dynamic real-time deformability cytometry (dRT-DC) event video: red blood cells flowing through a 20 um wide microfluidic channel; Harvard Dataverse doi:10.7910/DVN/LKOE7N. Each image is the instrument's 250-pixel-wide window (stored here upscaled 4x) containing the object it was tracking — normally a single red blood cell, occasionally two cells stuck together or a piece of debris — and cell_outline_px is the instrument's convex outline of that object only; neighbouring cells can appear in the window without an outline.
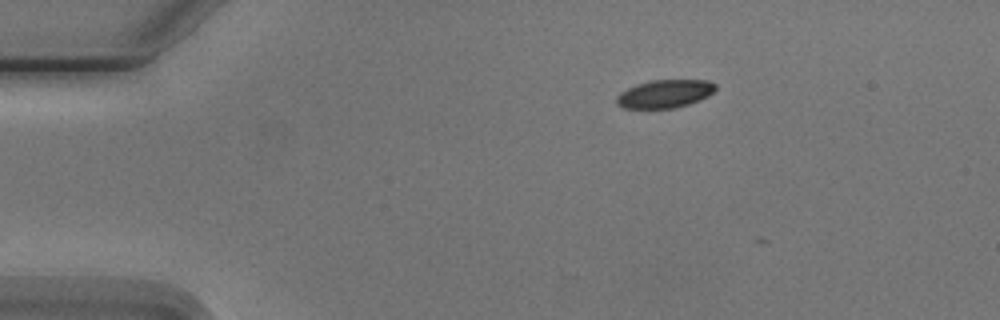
{"species": "Egyptian fruit bat (a non-hibernating species)", "species_latin": "Rousettus aegyptiacus", "temperature_condition": "cold", "stored_images_in_passage": 2, "camera_frame_rate_fps": 3000, "um_per_image_px": 0.085, "animal": {"sex": "male"}, "frame": {"image": 1, "passage_image": 1, "time_ms": 0.0, "image_size_px": [1000, 320], "cell_outline_px": [[716, 88], [708, 96], [700, 100], [676, 108], [624, 108], [616, 104], [616, 96], [620, 92], [636, 84], [652, 80], [708, 80], [716, 84]], "centroid_in_image_um": [56.5, 7.97], "position_along_channel_um": 28.5, "area_um2": 16.24}}